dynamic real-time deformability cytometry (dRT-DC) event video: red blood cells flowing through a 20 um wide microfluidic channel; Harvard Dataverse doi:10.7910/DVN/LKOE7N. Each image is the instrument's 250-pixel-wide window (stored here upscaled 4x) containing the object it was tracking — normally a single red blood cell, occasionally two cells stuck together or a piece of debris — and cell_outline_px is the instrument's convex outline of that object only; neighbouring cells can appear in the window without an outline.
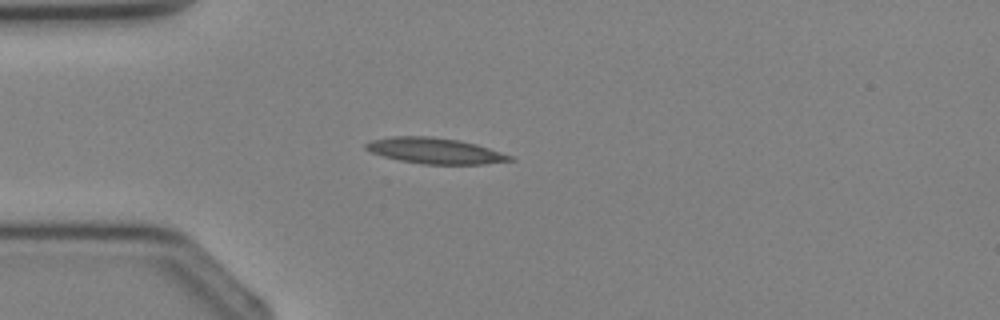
{"species": "Egyptian fruit bat (a non-hibernating species)", "species_latin": "Rousettus aegyptiacus", "temperature_condition": "cold", "stored_images_in_passage": 1, "camera_frame_rate_fps": 3000, "um_per_image_px": 0.085, "animal": {"sex": "female"}, "frame": {"image": 1, "passage_image": 1, "time_ms": 0.0, "image_size_px": [1000, 320], "cell_outline_px": [[516, 160], [484, 164], [424, 164], [400, 160], [384, 156], [372, 152], [364, 148], [364, 144], [372, 140], [392, 136], [428, 136], [460, 140], [476, 144], [512, 156]], "centroid_in_image_um": [36.98, 12.81], "position_along_channel_um": 48.0, "area_um2": 21.5}}